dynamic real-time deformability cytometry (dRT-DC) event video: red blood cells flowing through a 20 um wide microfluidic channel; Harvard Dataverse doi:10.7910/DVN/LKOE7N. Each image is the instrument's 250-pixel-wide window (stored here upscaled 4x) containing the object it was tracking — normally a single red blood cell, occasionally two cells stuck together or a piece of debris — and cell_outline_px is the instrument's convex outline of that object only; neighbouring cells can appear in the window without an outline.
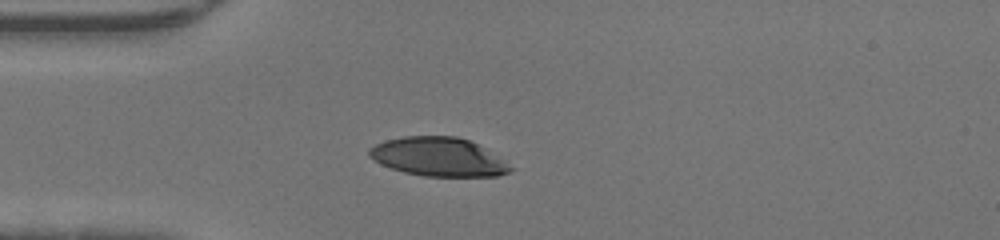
{"species": "human", "species_latin": "Homo sapiens", "temperature_condition": "warm", "stored_images_in_passage": 35, "camera_frame_rate_fps": 3000, "um_per_image_px": 0.085, "donor": {"sex": "male"}, "frame": {"image": 1, "passage_image": 1, "time_ms": 0.0, "image_size_px": [1000, 240], "cell_outline_px": [[512, 168], [508, 172], [496, 176], [424, 176], [404, 172], [380, 164], [368, 156], [368, 148], [384, 140], [404, 136], [456, 136], [468, 140], [476, 144], [504, 160]], "centroid_in_image_um": [37.2, 13.33], "position_along_channel_um": 47.8, "area_um2": 31.62}}
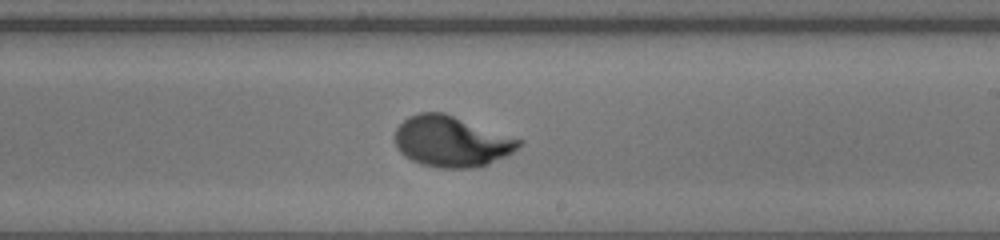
{"frame": {"image": 2, "passage_image": 16, "time_ms": 5.0, "image_size_px": [1000, 240], "cell_outline_px": [[524, 144], [512, 152], [488, 164], [476, 168], [440, 168], [420, 164], [404, 156], [396, 148], [396, 128], [408, 116], [420, 112], [444, 112], [524, 140]], "centroid_in_image_um": [38.38, 12.02], "position_along_channel_um": 250.6, "area_um2": 36.88}}
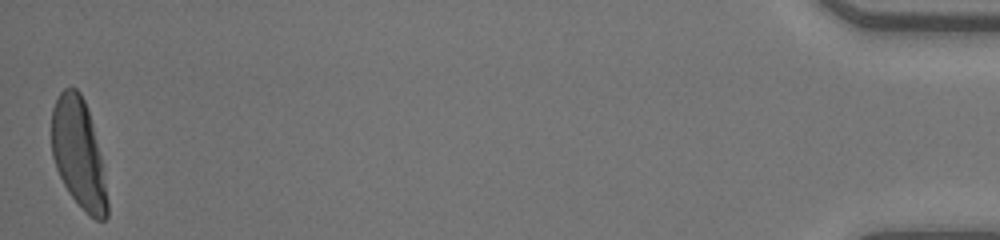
{"frame": {"image": 3, "passage_image": 35, "time_ms": 11.333, "image_size_px": [1000, 240], "cell_outline_px": [[108, 216], [104, 220], [96, 220], [68, 192], [56, 168], [52, 156], [52, 108], [60, 92], [64, 88], [76, 88], [80, 92], [88, 108], [100, 156], [108, 200]], "centroid_in_image_um": [6.67, 13.02], "position_along_channel_um": 428.5, "area_um2": 34.85}}